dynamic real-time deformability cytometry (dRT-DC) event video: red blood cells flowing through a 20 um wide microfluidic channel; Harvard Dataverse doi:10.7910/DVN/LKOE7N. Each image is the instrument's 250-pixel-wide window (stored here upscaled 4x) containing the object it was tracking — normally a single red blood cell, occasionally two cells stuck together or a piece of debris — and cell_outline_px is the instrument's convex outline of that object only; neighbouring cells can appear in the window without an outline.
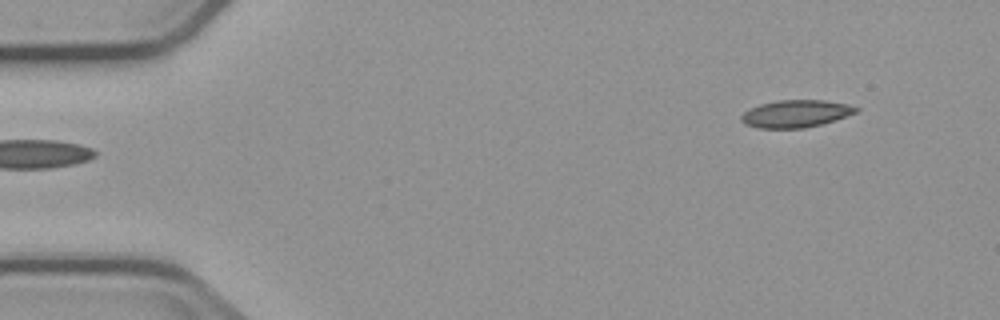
{"species": "common noctule bat (a hibernating species)", "species_latin": "Nyctalus noctula", "temperature_condition": "cold", "stored_images_in_passage": 4, "segment_of_instrument_passage": [2, 2], "camera_frame_rate_fps": 3000, "um_per_image_px": 0.085, "animal": {"sex": "male", "body_mass_g": 23.1, "forearm_length_mm": 52.7}, "frame": {"image": 1, "passage_image": 4, "time_ms": 3.667, "image_size_px": [1000, 320], "cell_outline_px": [[860, 108], [856, 112], [820, 124], [804, 128], [760, 128], [744, 124], [740, 120], [740, 116], [748, 108], [760, 104], [776, 100], [824, 100], [848, 104]], "centroid_in_image_um": [67.58, 9.65], "position_along_channel_um": 17.4, "area_um2": 18.21}}